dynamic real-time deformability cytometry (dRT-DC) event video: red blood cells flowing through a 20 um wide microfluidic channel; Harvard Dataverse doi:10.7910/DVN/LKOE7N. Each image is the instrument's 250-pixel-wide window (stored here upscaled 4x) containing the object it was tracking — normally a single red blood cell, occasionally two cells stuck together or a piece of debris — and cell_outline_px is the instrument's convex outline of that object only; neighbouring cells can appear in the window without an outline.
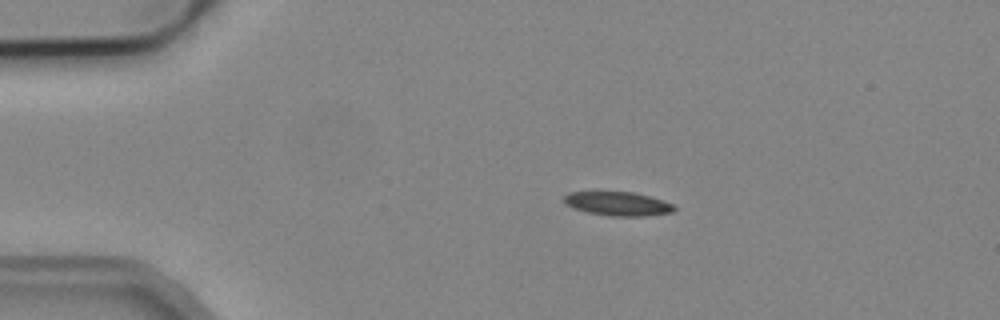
{"species": "common noctule bat (a hibernating species)", "species_latin": "Nyctalus noctula", "temperature_condition": "cold", "stored_images_in_passage": 43, "camera_frame_rate_fps": 3000, "um_per_image_px": 0.085, "animal": {"sex": "male", "body_mass_g": 19.2, "forearm_length_mm": 51.8}, "frame": {"image": 1, "passage_image": 1, "time_ms": 0.0, "image_size_px": [1000, 320], "cell_outline_px": [[676, 208], [672, 212], [644, 216], [612, 216], [588, 212], [572, 208], [564, 204], [564, 196], [568, 192], [632, 192], [652, 196], [664, 200], [672, 204]], "centroid_in_image_um": [52.51, 17.31], "position_along_channel_um": 32.5, "area_um2": 15.37}}
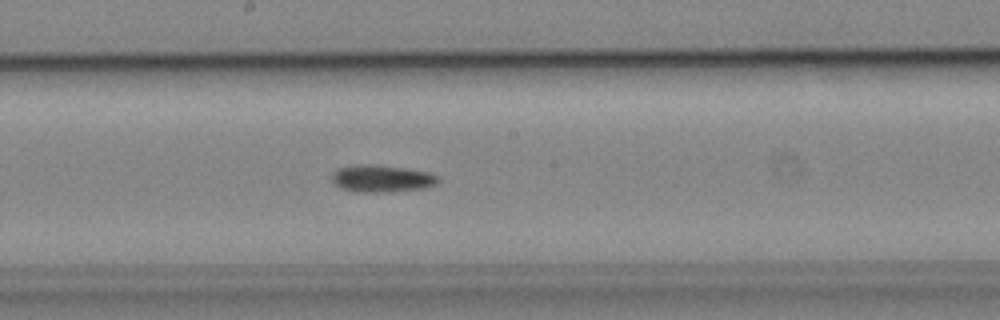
{"frame": {"image": 2, "passage_image": 19, "time_ms": 6.0, "image_size_px": [1000, 320], "cell_outline_px": [[440, 180], [436, 184], [424, 188], [384, 192], [356, 192], [340, 188], [332, 180], [332, 172], [340, 168], [356, 164], [372, 164], [404, 168], [428, 172], [440, 176]], "centroid_in_image_um": [32.45, 15.17], "position_along_channel_um": 215.7, "area_um2": 16.82}}
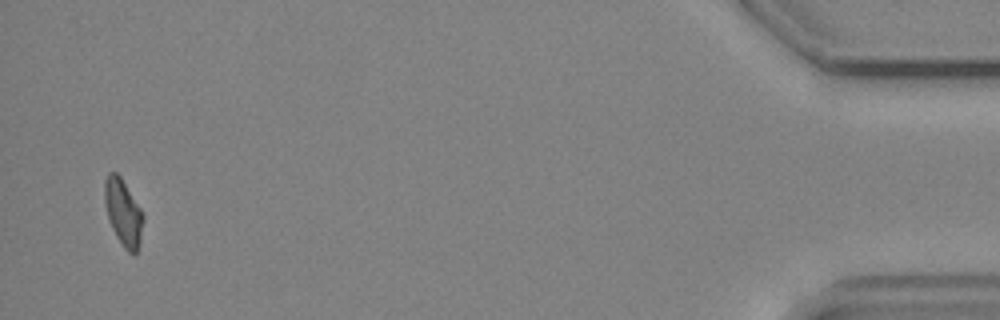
{"frame": {"image": 3, "passage_image": 42, "time_ms": 13.667, "image_size_px": [1000, 320], "cell_outline_px": [[144, 220], [140, 240], [136, 252], [128, 252], [124, 248], [116, 236], [112, 228], [108, 216], [104, 200], [104, 180], [108, 172], [116, 172], [120, 176], [140, 208], [144, 216]], "centroid_in_image_um": [10.46, 18.03], "position_along_channel_um": 424.7, "area_um2": 14.74}, "authors_computed_cell_mechanics": {"area_um2": 15.6638, "velocity_mm_per_s": 3.8771, "shape_relaxation_time_tau1_ms": 6.9635, "shape_relaxation_time_tau2_ms": null, "deformation_change_tau1": 0.1821, "deformation_change_tau2": null}}